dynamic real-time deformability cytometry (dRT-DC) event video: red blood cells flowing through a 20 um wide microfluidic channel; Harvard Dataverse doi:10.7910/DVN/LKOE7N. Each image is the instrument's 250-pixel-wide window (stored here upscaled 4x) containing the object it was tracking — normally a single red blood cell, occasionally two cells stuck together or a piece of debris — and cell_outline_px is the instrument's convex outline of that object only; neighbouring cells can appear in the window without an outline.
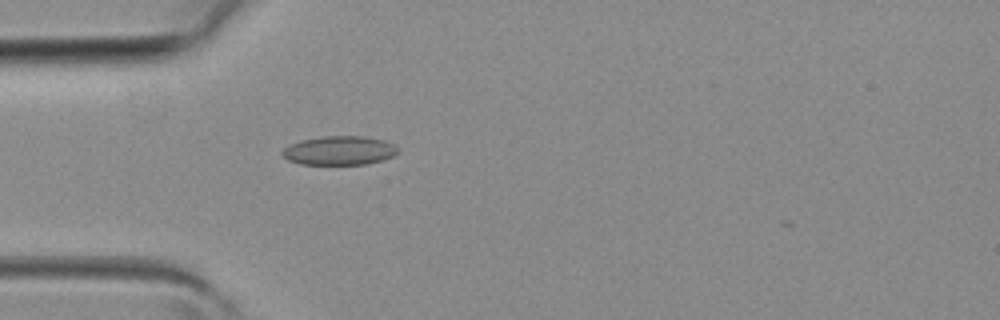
{"species": "common noctule bat (a hibernating species)", "species_latin": "Nyctalus noctula", "temperature_condition": "room temperature", "stored_images_in_passage": 1, "camera_frame_rate_fps": 3000, "um_per_image_px": 0.085, "animal": {"sex": "female", "body_mass_g": 19.3, "forearm_length_mm": 54.1}, "frame": {"image": 1, "passage_image": 1, "time_ms": 0.0, "image_size_px": [1000, 320], "cell_outline_px": [[400, 148], [392, 156], [384, 160], [364, 164], [300, 164], [288, 160], [280, 152], [284, 148], [300, 140], [324, 136], [364, 136], [384, 140]], "centroid_in_image_um": [28.85, 12.79], "position_along_channel_um": 56.2, "area_um2": 19.42}}